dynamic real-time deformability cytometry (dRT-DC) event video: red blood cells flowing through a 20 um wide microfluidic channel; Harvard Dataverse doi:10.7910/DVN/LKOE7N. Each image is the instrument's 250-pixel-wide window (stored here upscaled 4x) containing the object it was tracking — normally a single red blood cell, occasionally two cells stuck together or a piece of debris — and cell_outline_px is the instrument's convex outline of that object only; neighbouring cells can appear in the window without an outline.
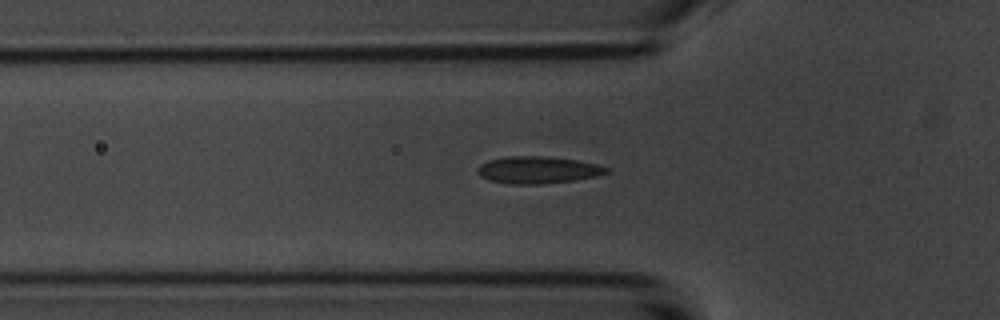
{"species": "common noctule bat (a hibernating species)", "species_latin": "Nyctalus noctula", "temperature_condition": "room temperature", "stored_images_in_passage": 52, "camera_frame_rate_fps": 3000, "um_per_image_px": 0.085, "animal": {"sex": "male", "body_mass_g": 20.1, "forearm_length_mm": 53.5}, "frame": {"image": 1, "passage_image": 17, "time_ms": 5.333, "image_size_px": [1000, 320], "cell_outline_px": [[608, 172], [596, 176], [572, 180], [540, 184], [512, 184], [488, 180], [480, 176], [476, 172], [476, 168], [480, 164], [488, 160], [508, 156], [544, 156], [576, 160], [596, 164], [608, 168]], "centroid_in_image_um": [45.64, 14.44], "position_along_channel_um": 80.2, "area_um2": 20.23}}
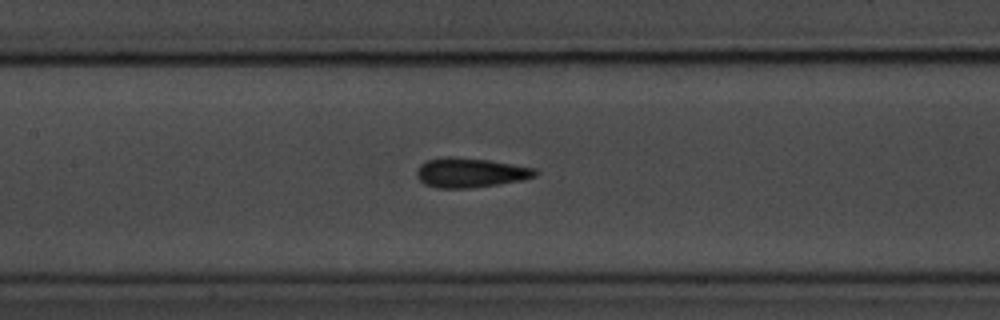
{"frame": {"image": 2, "passage_image": 24, "time_ms": 7.667, "image_size_px": [1000, 320], "cell_outline_px": [[540, 172], [536, 176], [524, 180], [468, 188], [436, 188], [424, 184], [416, 176], [416, 172], [420, 164], [424, 160], [448, 156], [452, 156], [488, 160], [536, 168]], "centroid_in_image_um": [39.97, 14.67], "position_along_channel_um": 167.4, "area_um2": 20.58}}
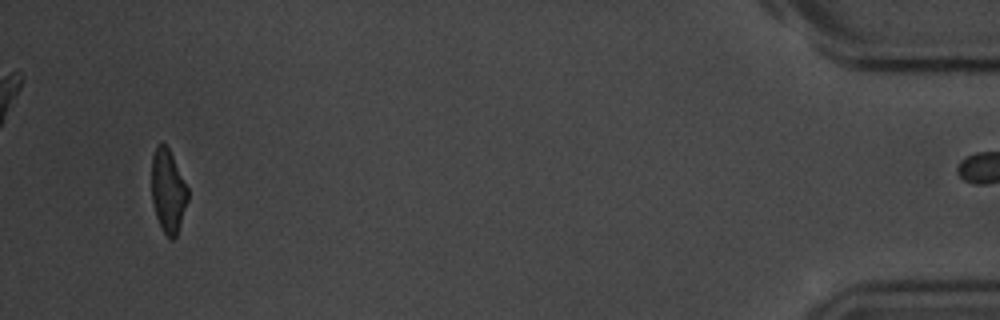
{"frame": {"image": 3, "passage_image": 51, "time_ms": 16.667, "image_size_px": [1000, 320], "cell_outline_px": [[188, 200], [176, 236], [172, 240], [164, 232], [156, 216], [152, 200], [152, 156], [156, 148], [160, 144], [164, 144], [168, 148], [188, 188]], "centroid_in_image_um": [14.28, 16.25], "position_along_channel_um": 420.9, "area_um2": 17.11}}